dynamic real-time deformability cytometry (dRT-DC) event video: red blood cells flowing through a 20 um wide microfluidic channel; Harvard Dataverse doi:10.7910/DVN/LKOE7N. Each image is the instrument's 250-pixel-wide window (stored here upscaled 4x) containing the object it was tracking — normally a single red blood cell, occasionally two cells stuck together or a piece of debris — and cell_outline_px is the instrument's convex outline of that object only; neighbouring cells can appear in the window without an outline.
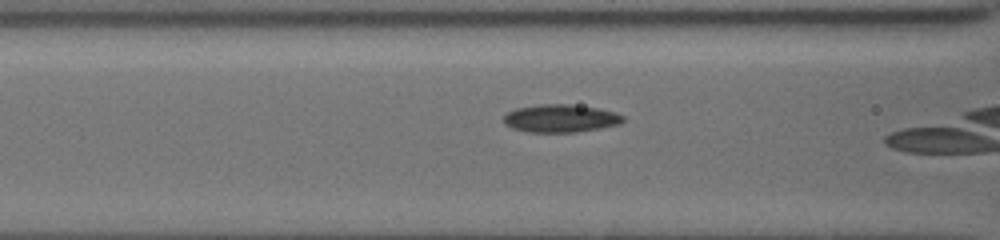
{"species": "common noctule bat (a hibernating species)", "species_latin": "Nyctalus noctula", "temperature_condition": "cold", "stored_images_in_passage": 9, "camera_frame_rate_fps": 3000, "um_per_image_px": 0.085, "animal": {"sex": "female", "body_mass_g": 19.5, "forearm_length_mm": 54.1}, "frame": {"image": 1, "passage_image": 7, "time_ms": 3.333, "image_size_px": [1000, 240], "cell_outline_px": [[624, 120], [620, 124], [600, 128], [576, 132], [528, 132], [512, 128], [504, 124], [504, 116], [508, 112], [516, 108], [540, 104], [572, 104], [600, 108], [616, 112], [624, 116]], "centroid_in_image_um": [47.67, 10.05], "position_along_channel_um": 118.9, "area_um2": 19.54}}